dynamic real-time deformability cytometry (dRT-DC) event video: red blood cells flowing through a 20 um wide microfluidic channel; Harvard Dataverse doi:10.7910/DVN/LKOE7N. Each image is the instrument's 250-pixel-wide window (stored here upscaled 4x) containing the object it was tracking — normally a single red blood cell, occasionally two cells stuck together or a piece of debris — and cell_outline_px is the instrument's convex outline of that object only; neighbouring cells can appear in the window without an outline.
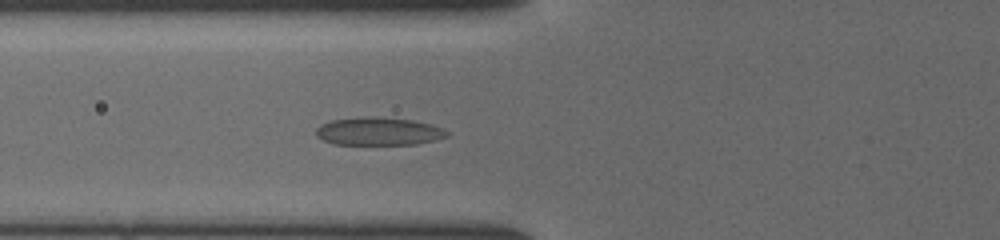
{"species": "common noctule bat (a hibernating species)", "species_latin": "Nyctalus noctula", "temperature_condition": "cold", "stored_images_in_passage": 34, "camera_frame_rate_fps": 3000, "um_per_image_px": 0.085, "animal": {"sex": "female", "body_mass_g": 19.5, "forearm_length_mm": 54.1}, "frame": {"image": 1, "passage_image": 7, "time_ms": 2.0, "image_size_px": [1000, 240], "cell_outline_px": [[448, 136], [416, 144], [332, 144], [316, 136], [316, 128], [320, 124], [332, 120], [364, 116], [368, 116], [412, 120], [444, 128], [448, 132]], "centroid_in_image_um": [32.14, 11.16], "position_along_channel_um": 93.7, "area_um2": 21.15}}
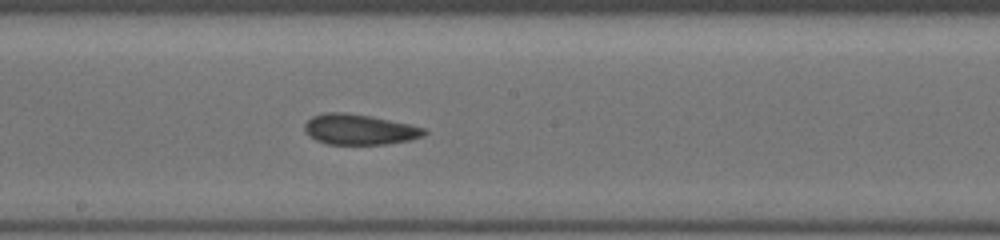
{"frame": {"image": 2, "passage_image": 16, "time_ms": 5.0, "image_size_px": [1000, 240], "cell_outline_px": [[428, 132], [424, 136], [408, 140], [384, 144], [328, 144], [316, 140], [308, 136], [304, 132], [304, 124], [312, 116], [324, 112], [344, 112], [368, 116], [408, 124], [424, 128]], "centroid_in_image_um": [30.49, 11.0], "position_along_channel_um": 217.7, "area_um2": 21.1}}
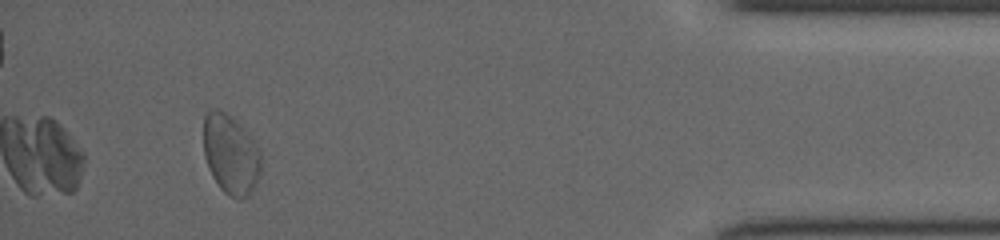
{"frame": {"image": 3, "passage_image": 34, "time_ms": 11.0, "image_size_px": [1000, 240], "cell_outline_px": [[260, 176], [248, 196], [240, 200], [236, 200], [228, 196], [220, 188], [212, 176], [208, 168], [204, 156], [204, 116], [208, 108], [216, 108], [224, 112], [236, 120], [248, 132], [260, 148]], "centroid_in_image_um": [19.61, 13.12], "position_along_channel_um": 415.6, "area_um2": 27.11}}